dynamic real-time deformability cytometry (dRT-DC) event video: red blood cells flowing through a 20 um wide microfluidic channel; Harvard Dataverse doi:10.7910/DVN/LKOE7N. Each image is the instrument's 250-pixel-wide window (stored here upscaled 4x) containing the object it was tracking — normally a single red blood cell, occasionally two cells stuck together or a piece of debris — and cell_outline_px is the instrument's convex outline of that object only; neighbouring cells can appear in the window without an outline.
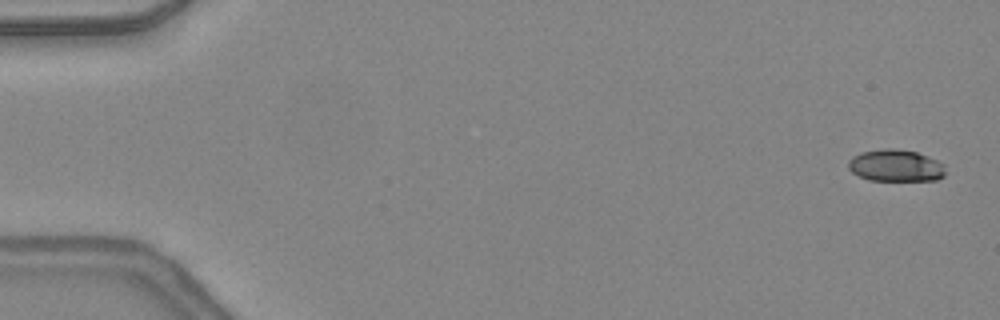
{"species": "common noctule bat (a hibernating species)", "species_latin": "Nyctalus noctula", "temperature_condition": "warm", "stored_images_in_passage": 48, "camera_frame_rate_fps": 3000, "um_per_image_px": 0.085, "animal": {"sex": "female", "body_mass_g": 24.6, "forearm_length_mm": 56.2}, "frame": {"image": 1, "passage_image": 2, "time_ms": 0.333, "image_size_px": [1000, 320], "cell_outline_px": [[944, 176], [936, 180], [868, 180], [852, 172], [848, 168], [848, 160], [852, 156], [860, 152], [884, 148], [892, 148], [916, 152], [928, 156], [944, 164]], "centroid_in_image_um": [76.1, 14.07], "position_along_channel_um": 8.9, "area_um2": 18.09}}
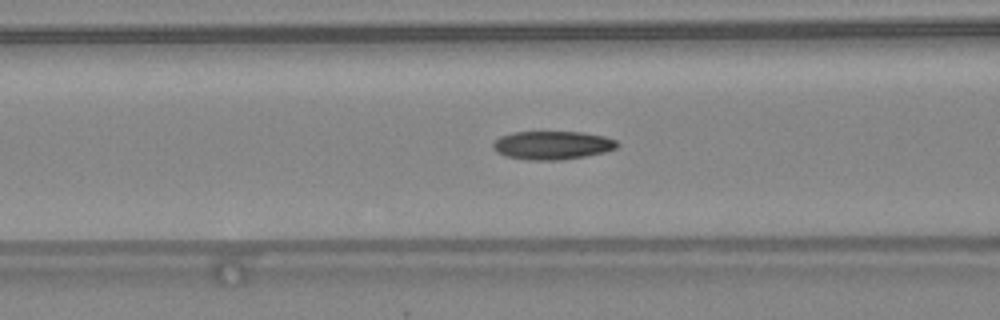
{"frame": {"image": 2, "passage_image": 20, "time_ms": 6.333, "image_size_px": [1000, 320], "cell_outline_px": [[620, 144], [616, 148], [604, 152], [564, 160], [528, 160], [504, 156], [496, 152], [492, 148], [492, 144], [500, 136], [512, 132], [584, 132], [604, 136], [616, 140]], "centroid_in_image_um": [46.93, 12.35], "position_along_channel_um": 119.7, "area_um2": 20.75}}
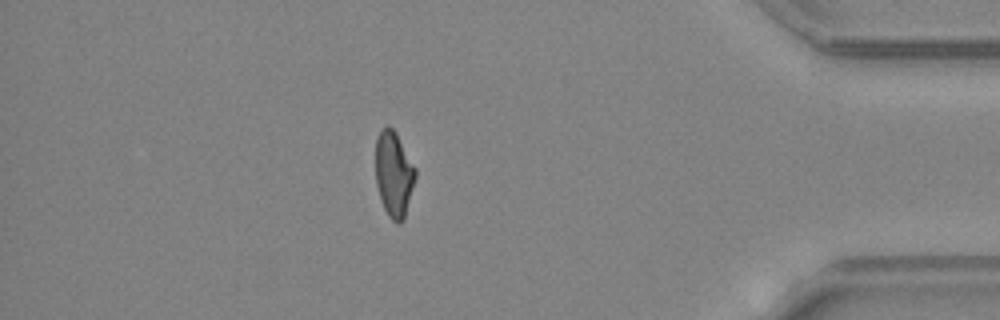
{"frame": {"image": 3, "passage_image": 42, "time_ms": 13.667, "image_size_px": [1000, 320], "cell_outline_px": [[416, 176], [404, 220], [400, 224], [396, 224], [388, 216], [380, 200], [376, 184], [376, 136], [388, 124], [396, 132], [416, 168]], "centroid_in_image_um": [33.48, 14.82], "position_along_channel_um": 401.7, "area_um2": 20.0}, "authors_computed_cell_mechanics": {"area_um2": 19.9699, "velocity_mm_per_s": 4.3999, "shape_relaxation_time_tau1_ms": null, "shape_relaxation_time_tau2_ms": 2.6253, "deformation_change_tau1": null, "deformation_change_tau2": 0.0987}}